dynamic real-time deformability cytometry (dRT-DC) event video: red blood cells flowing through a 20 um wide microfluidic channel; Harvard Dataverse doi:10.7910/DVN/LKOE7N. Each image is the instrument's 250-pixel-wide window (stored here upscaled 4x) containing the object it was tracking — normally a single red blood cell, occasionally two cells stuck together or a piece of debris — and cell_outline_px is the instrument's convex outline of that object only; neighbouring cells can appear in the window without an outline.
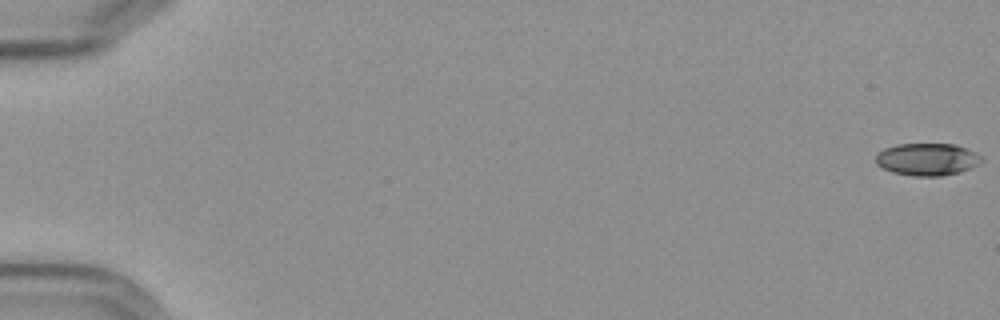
{"species": "Egyptian fruit bat (a non-hibernating species)", "species_latin": "Rousettus aegyptiacus", "temperature_condition": "cold", "stored_images_in_passage": 58, "camera_frame_rate_fps": 3000, "um_per_image_px": 0.085, "frame": {"image": 1, "passage_image": 1, "time_ms": 0.0, "image_size_px": [1000, 320], "cell_outline_px": [[984, 160], [960, 172], [940, 176], [912, 176], [892, 172], [876, 164], [876, 152], [884, 148], [896, 144], [956, 144], [976, 152]], "centroid_in_image_um": [78.78, 13.53], "position_along_channel_um": 6.2, "area_um2": 19.94}}
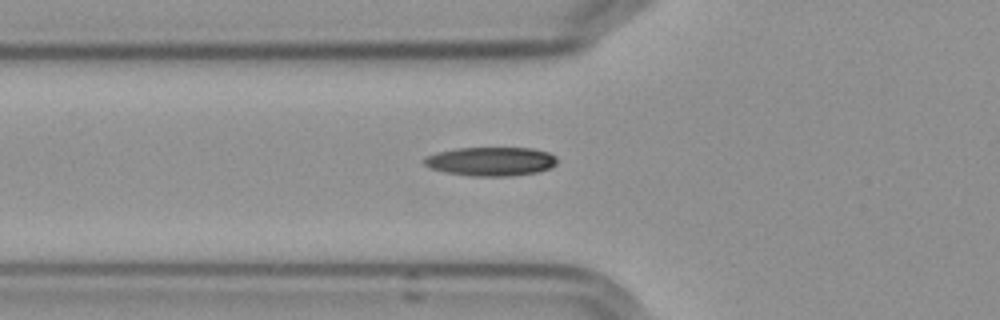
{"frame": {"image": 2, "passage_image": 22, "time_ms": 7.0, "image_size_px": [1000, 320], "cell_outline_px": [[556, 164], [548, 168], [536, 172], [512, 176], [472, 176], [444, 172], [428, 168], [424, 164], [424, 160], [428, 156], [436, 152], [456, 148], [532, 148], [548, 152], [556, 156]], "centroid_in_image_um": [41.7, 13.72], "position_along_channel_um": 84.1, "area_um2": 22.37}}
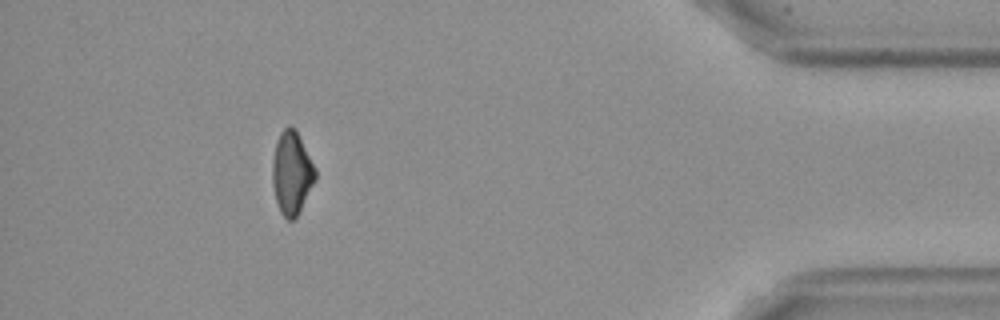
{"frame": {"image": 3, "passage_image": 53, "time_ms": 17.333, "image_size_px": [1000, 320], "cell_outline_px": [[316, 180], [296, 216], [292, 220], [288, 220], [280, 212], [276, 200], [272, 184], [272, 160], [276, 140], [280, 132], [288, 124], [296, 132], [316, 168]], "centroid_in_image_um": [24.78, 14.7], "position_along_channel_um": 410.4, "area_um2": 20.52}}